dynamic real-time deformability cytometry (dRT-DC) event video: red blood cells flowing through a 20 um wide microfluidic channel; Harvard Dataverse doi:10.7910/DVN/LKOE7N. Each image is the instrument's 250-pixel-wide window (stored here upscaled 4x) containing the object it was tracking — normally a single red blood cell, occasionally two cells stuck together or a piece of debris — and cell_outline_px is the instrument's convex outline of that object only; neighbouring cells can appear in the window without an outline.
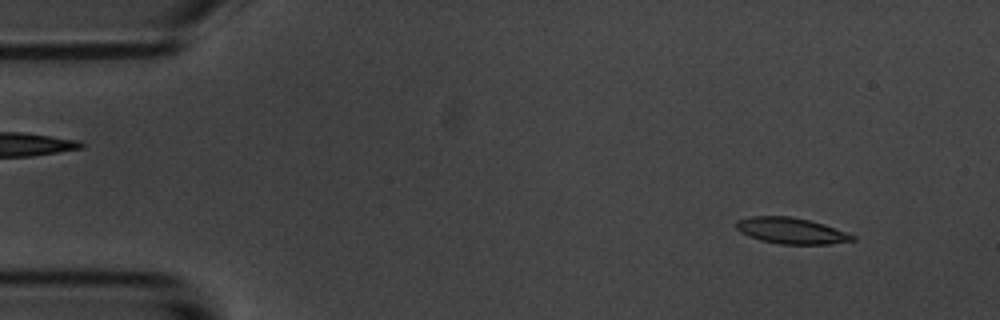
{"species": "common noctule bat (a hibernating species)", "species_latin": "Nyctalus noctula", "temperature_condition": "room temperature", "stored_images_in_passage": 56, "camera_frame_rate_fps": 3000, "um_per_image_px": 0.085, "animal": {"sex": "male", "body_mass_g": 20.1, "forearm_length_mm": 53.5}, "frame": {"image": 1, "passage_image": 5, "time_ms": 1.333, "image_size_px": [1000, 320], "cell_outline_px": [[856, 240], [828, 244], [780, 244], [760, 240], [748, 236], [740, 232], [736, 228], [736, 220], [752, 216], [792, 216], [824, 224], [856, 236]], "centroid_in_image_um": [67.23, 19.61], "position_along_channel_um": 17.8, "area_um2": 17.69}}
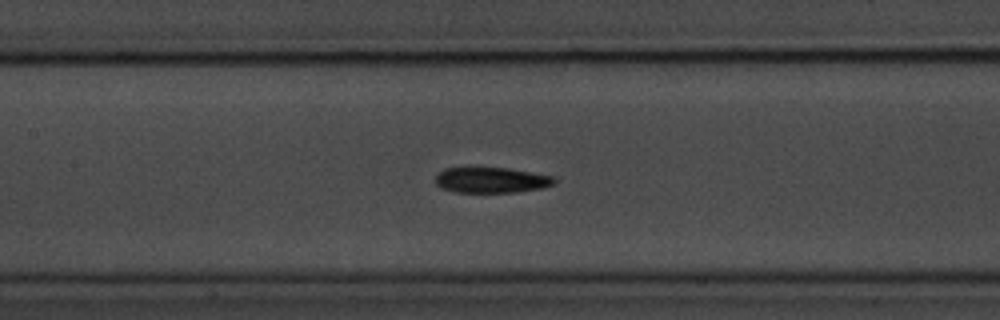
{"frame": {"image": 2, "passage_image": 25, "time_ms": 8.0, "image_size_px": [1000, 320], "cell_outline_px": [[556, 184], [544, 188], [516, 192], [456, 192], [440, 188], [436, 184], [436, 176], [444, 168], [508, 168], [556, 176]], "centroid_in_image_um": [41.83, 15.31], "position_along_channel_um": 165.6, "area_um2": 17.86}}
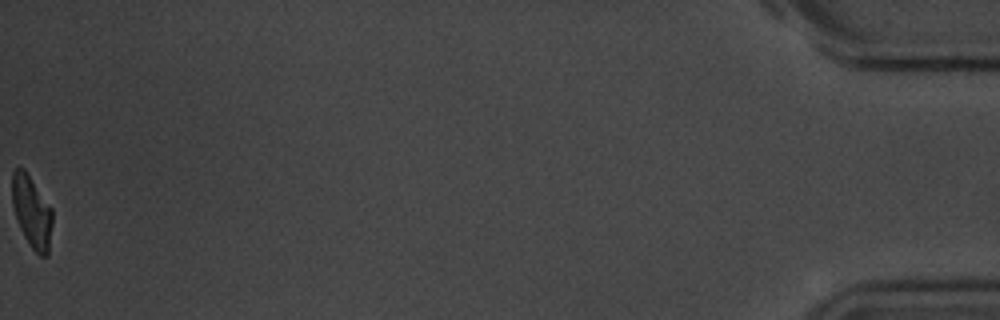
{"frame": {"image": 3, "passage_image": 56, "time_ms": 18.333, "image_size_px": [1000, 320], "cell_outline_px": [[52, 224], [48, 256], [40, 256], [32, 248], [24, 236], [20, 228], [12, 204], [12, 172], [16, 168], [24, 168], [52, 208]], "centroid_in_image_um": [2.71, 18.0], "position_along_channel_um": 432.5, "area_um2": 16.82}, "authors_computed_cell_mechanics": {"area_um2": 17.918, "velocity_mm_per_s": 3.569, "shape_relaxation_time_tau1_ms": 3.0849, "shape_relaxation_time_tau2_ms": 5.6884, "deformation_change_tau1": 0.121, "deformation_change_tau2": 0.1151}}